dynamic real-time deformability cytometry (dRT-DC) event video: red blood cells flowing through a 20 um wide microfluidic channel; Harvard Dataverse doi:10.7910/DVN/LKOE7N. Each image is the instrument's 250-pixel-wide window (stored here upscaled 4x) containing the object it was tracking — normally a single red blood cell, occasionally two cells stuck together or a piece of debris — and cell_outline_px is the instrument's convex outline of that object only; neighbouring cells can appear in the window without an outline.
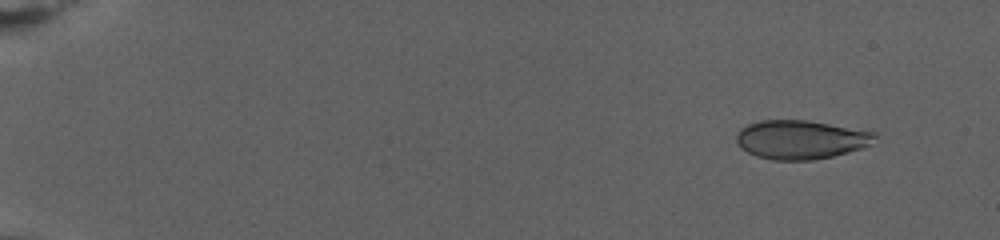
{"species": "human", "species_latin": "Homo sapiens", "temperature_condition": "warm", "stored_images_in_passage": 75, "camera_frame_rate_fps": 3000, "um_per_image_px": 0.085, "donor": {"sex": "female"}, "frame": {"image": 1, "passage_image": 1, "time_ms": 0.0, "image_size_px": [1000, 240], "cell_outline_px": [[880, 132], [864, 148], [832, 156], [812, 160], [772, 160], [756, 156], [748, 152], [736, 140], [736, 132], [740, 128], [748, 124], [760, 120], [808, 120]], "centroid_in_image_um": [68.08, 11.85], "position_along_channel_um": 16.9, "area_um2": 31.44}}
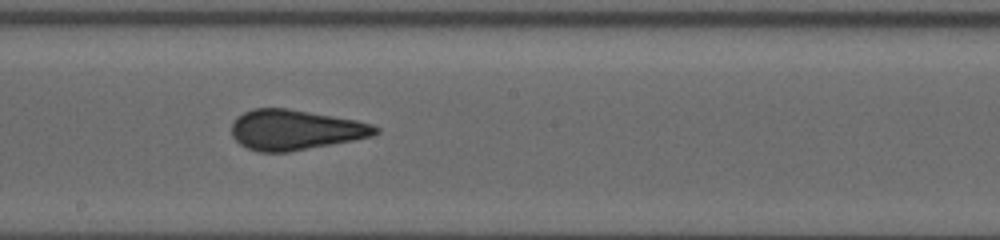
{"frame": {"image": 2, "passage_image": 42, "time_ms": 13.667, "image_size_px": [1000, 240], "cell_outline_px": [[380, 132], [372, 136], [352, 140], [288, 152], [256, 152], [240, 144], [232, 136], [232, 124], [236, 116], [252, 108], [288, 108], [356, 120], [372, 124], [380, 128]], "centroid_in_image_um": [25.07, 11.03], "position_along_channel_um": 223.1, "area_um2": 33.64}}
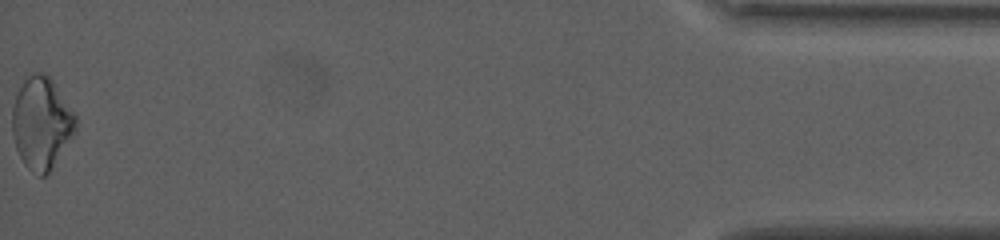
{"frame": {"image": 3, "passage_image": 75, "time_ms": 24.667, "image_size_px": [1000, 240], "cell_outline_px": [[76, 132], [48, 172], [44, 176], [40, 176], [28, 168], [24, 164], [16, 148], [12, 136], [12, 108], [24, 72], [44, 72], [52, 80], [76, 116]], "centroid_in_image_um": [3.49, 10.4], "position_along_channel_um": 431.7, "area_um2": 34.1}, "authors_computed_cell_mechanics": {"area_um2": 32.8882, "velocity_mm_per_s": 2.6454, "shape_relaxation_time_tau1_ms": null, "shape_relaxation_time_tau2_ms": 1.0126, "deformation_change_tau1": null, "deformation_change_tau2": 0.0559}}